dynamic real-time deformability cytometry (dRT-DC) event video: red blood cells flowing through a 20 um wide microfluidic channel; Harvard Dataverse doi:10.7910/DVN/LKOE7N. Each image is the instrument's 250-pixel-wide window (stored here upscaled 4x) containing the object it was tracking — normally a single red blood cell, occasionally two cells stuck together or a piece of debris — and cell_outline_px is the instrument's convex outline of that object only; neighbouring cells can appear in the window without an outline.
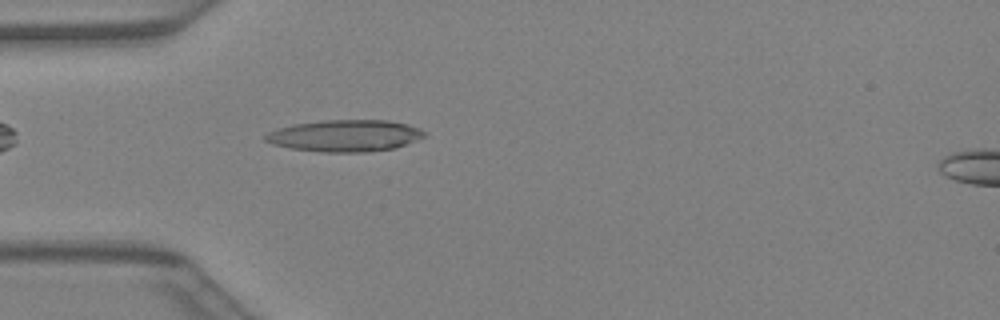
{"species": "Egyptian fruit bat (a non-hibernating species)", "species_latin": "Rousettus aegyptiacus", "temperature_condition": "warm", "stored_images_in_passage": 31, "camera_frame_rate_fps": 3000, "um_per_image_px": 0.085, "animal": {"sex": "female"}, "frame": {"image": 1, "passage_image": 2, "time_ms": 0.333, "image_size_px": [1000, 320], "cell_outline_px": [[424, 136], [416, 140], [392, 148], [368, 152], [324, 152], [292, 148], [272, 144], [264, 140], [264, 136], [268, 132], [292, 124], [324, 120], [388, 120], [408, 124], [420, 128], [424, 132]], "centroid_in_image_um": [29.31, 11.52], "position_along_channel_um": 55.7, "area_um2": 29.19}}
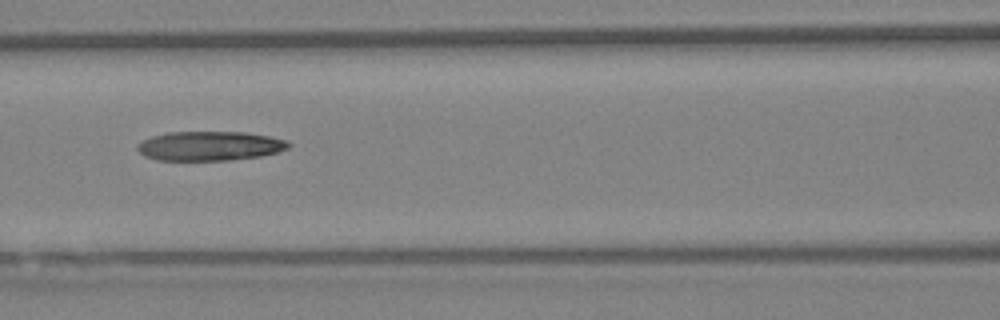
{"frame": {"image": 2, "passage_image": 8, "time_ms": 2.333, "image_size_px": [1000, 320], "cell_outline_px": [[292, 144], [288, 148], [276, 152], [260, 156], [228, 160], [156, 160], [144, 156], [136, 148], [136, 144], [152, 136], [168, 132], [244, 132], [268, 136], [288, 140]], "centroid_in_image_um": [17.82, 12.4], "position_along_channel_um": 148.8, "area_um2": 25.84}}
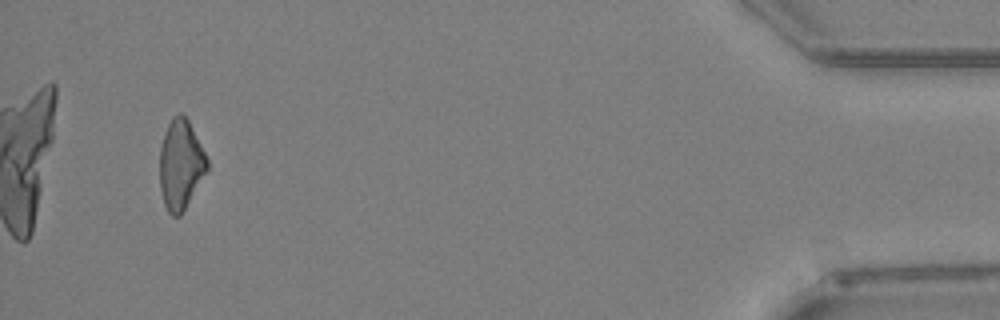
{"frame": {"image": 3, "passage_image": 29, "time_ms": 9.333, "image_size_px": [1000, 320], "cell_outline_px": [[208, 172], [180, 216], [172, 216], [168, 212], [164, 204], [160, 188], [160, 148], [164, 132], [172, 116], [180, 112], [188, 120], [208, 160]], "centroid_in_image_um": [15.36, 14.01], "position_along_channel_um": 419.8, "area_um2": 24.85}}